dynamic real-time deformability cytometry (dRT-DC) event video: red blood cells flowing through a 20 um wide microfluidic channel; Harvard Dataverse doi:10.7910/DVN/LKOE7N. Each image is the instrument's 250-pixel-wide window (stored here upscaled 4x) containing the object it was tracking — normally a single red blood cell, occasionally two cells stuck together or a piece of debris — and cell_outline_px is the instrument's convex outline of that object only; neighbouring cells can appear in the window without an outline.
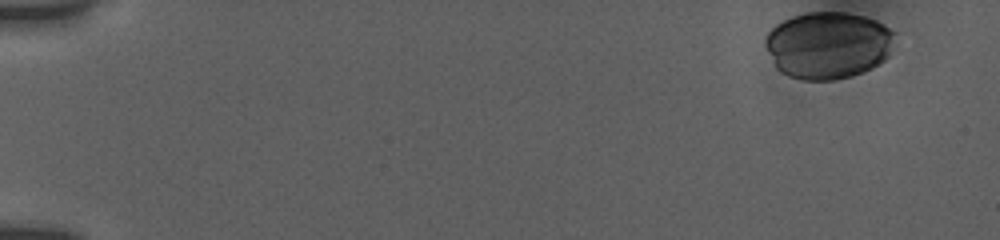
{"species": "human", "species_latin": "Homo sapiens", "temperature_condition": "room temperature", "stored_images_in_passage": 46, "camera_frame_rate_fps": 3000, "um_per_image_px": 0.085, "donor": {"sex": "female"}, "frame": {"image": 1, "passage_image": 1, "time_ms": 0.0, "image_size_px": [1000, 240], "cell_outline_px": [[896, 32], [892, 48], [888, 56], [880, 64], [864, 72], [852, 76], [836, 80], [800, 80], [788, 76], [780, 72], [776, 68], [764, 44], [764, 40], [768, 32], [776, 24], [792, 16], [808, 12], [848, 12], [864, 16], [876, 20]], "centroid_in_image_um": [70.39, 3.85], "position_along_channel_um": 14.6, "area_um2": 51.15}}
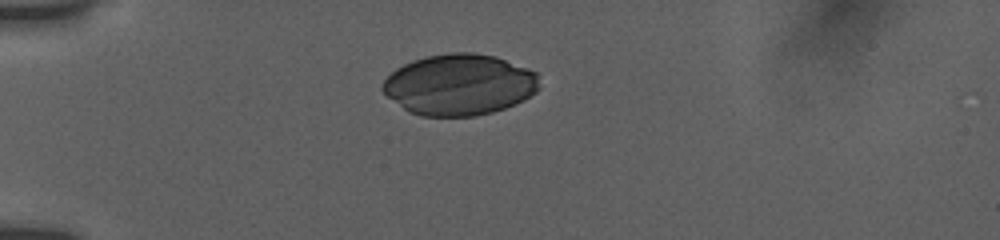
{"frame": {"image": 2, "passage_image": 13, "time_ms": 4.0, "image_size_px": [1000, 240], "cell_outline_px": [[540, 88], [536, 92], [524, 100], [504, 108], [492, 112], [476, 116], [420, 116], [408, 112], [388, 96], [380, 88], [384, 80], [396, 68], [412, 60], [428, 56], [448, 52], [472, 52], [496, 56], [528, 68], [536, 72]], "centroid_in_image_um": [39.05, 7.19], "position_along_channel_um": 45.9, "area_um2": 56.01}}